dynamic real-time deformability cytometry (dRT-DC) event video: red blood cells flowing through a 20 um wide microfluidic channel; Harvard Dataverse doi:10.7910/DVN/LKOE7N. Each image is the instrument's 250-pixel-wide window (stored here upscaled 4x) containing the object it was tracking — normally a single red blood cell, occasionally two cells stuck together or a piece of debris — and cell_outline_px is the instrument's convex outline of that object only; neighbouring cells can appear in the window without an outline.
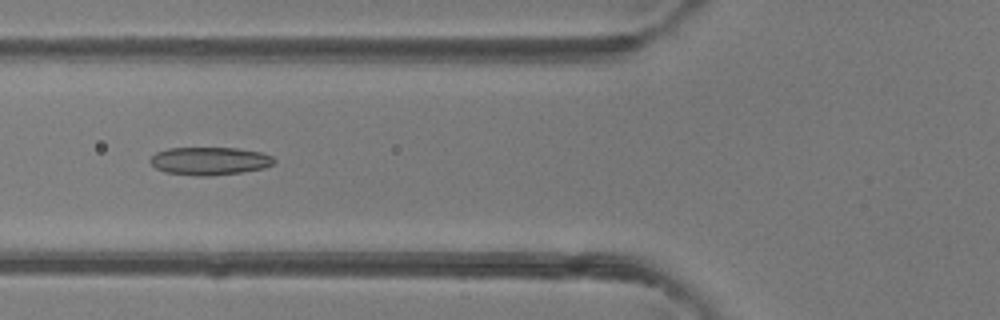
{"species": "common noctule bat (a hibernating species)", "species_latin": "Nyctalus noctula", "temperature_condition": "room temperature", "stored_images_in_passage": 49, "camera_frame_rate_fps": 3000, "um_per_image_px": 0.085, "animal": {"sex": "female"}, "frame": {"image": 1, "passage_image": 19, "time_ms": 6.0, "image_size_px": [1000, 320], "cell_outline_px": [[276, 160], [272, 164], [264, 168], [240, 172], [208, 176], [196, 176], [164, 172], [156, 168], [148, 160], [156, 152], [168, 148], [236, 148], [260, 152], [272, 156]], "centroid_in_image_um": [17.79, 13.68], "position_along_channel_um": 108.0, "area_um2": 20.11}}
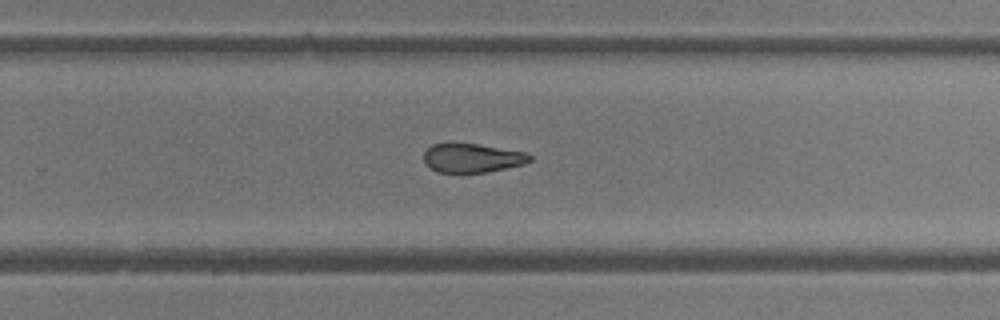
{"frame": {"image": 2, "passage_image": 32, "time_ms": 10.333, "image_size_px": [1000, 320], "cell_outline_px": [[532, 160], [524, 164], [484, 172], [436, 172], [428, 168], [424, 160], [424, 152], [432, 144], [448, 140], [452, 140], [480, 144], [528, 152], [532, 156]], "centroid_in_image_um": [40.09, 13.37], "position_along_channel_um": 289.7, "area_um2": 18.61}}
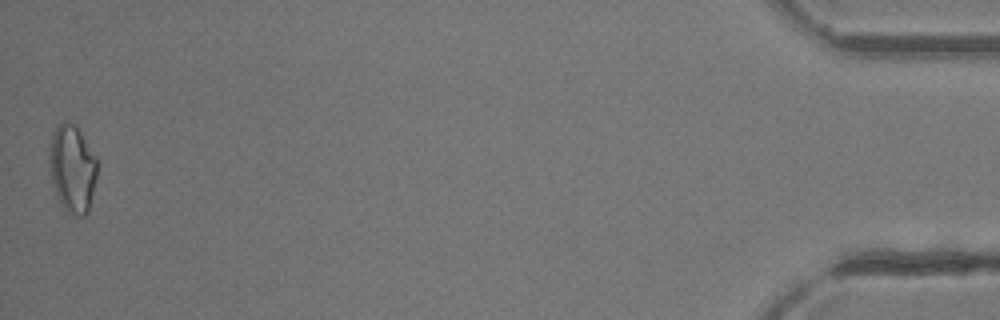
{"frame": {"image": 3, "passage_image": 49, "time_ms": 16.0, "image_size_px": [1000, 320], "cell_outline_px": [[100, 160], [88, 212], [84, 216], [76, 216], [68, 212], [60, 204], [52, 180], [52, 132], [60, 124], [76, 124]], "centroid_in_image_um": [6.24, 14.35], "position_along_channel_um": 429.0, "area_um2": 23.93}, "authors_computed_cell_mechanics": {"area_um2": 20.1722, "velocity_mm_per_s": 4.1952, "shape_relaxation_time_tau1_ms": null, "shape_relaxation_time_tau2_ms": 4.1577, "deformation_change_tau1": null, "deformation_change_tau2": 0.1231}}